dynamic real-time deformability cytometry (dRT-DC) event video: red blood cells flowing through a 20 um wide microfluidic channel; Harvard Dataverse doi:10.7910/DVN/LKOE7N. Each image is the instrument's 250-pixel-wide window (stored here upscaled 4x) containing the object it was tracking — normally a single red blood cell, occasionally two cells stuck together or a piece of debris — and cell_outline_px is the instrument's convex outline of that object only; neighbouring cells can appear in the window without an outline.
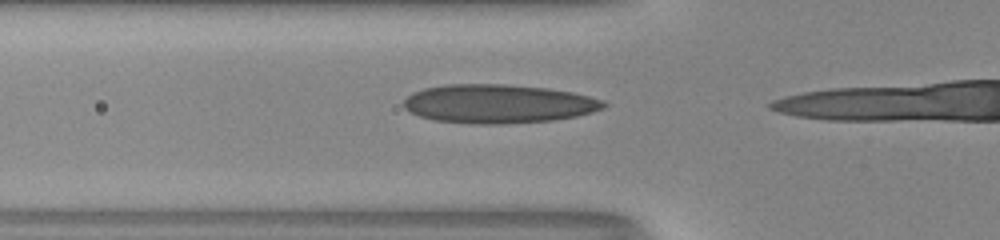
{"species": "human", "species_latin": "Homo sapiens", "temperature_condition": "room temperature", "stored_images_in_passage": 15, "camera_frame_rate_fps": 3000, "um_per_image_px": 0.085, "donor": {"sex": "male"}, "frame": {"image": 1, "passage_image": 13, "time_ms": 4.0, "image_size_px": [1000, 240], "cell_outline_px": [[608, 104], [604, 108], [592, 112], [576, 116], [552, 120], [504, 124], [472, 124], [436, 120], [420, 116], [404, 108], [404, 100], [412, 92], [424, 88], [444, 84], [504, 84], [548, 88], [572, 92], [604, 100]], "centroid_in_image_um": [42.36, 8.82], "position_along_channel_um": 83.4, "area_um2": 45.26}}